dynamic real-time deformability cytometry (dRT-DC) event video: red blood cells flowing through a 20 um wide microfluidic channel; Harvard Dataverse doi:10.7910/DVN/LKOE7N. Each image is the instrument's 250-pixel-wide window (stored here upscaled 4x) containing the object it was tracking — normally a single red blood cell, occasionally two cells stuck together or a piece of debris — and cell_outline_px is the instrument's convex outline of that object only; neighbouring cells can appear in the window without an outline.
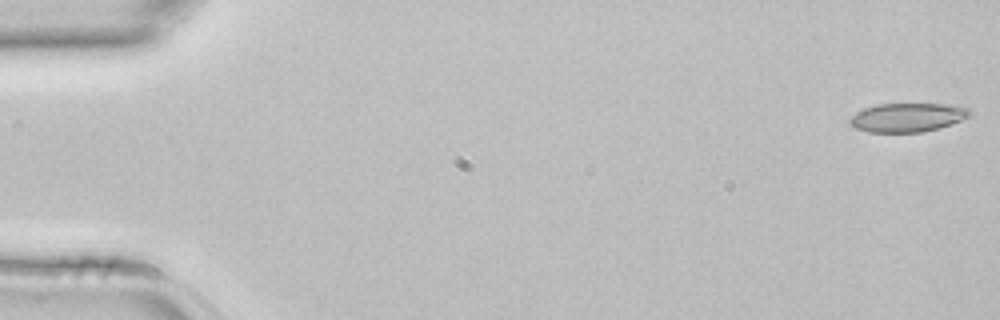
{"species": "common noctule bat (a hibernating species)", "species_latin": "Nyctalus noctula", "temperature_condition": "room temperature", "stored_images_in_passage": 11, "camera_frame_rate_fps": 3000, "um_per_image_px": 0.085, "animal": {"sex": "female", "body_mass_g": 22.7, "forearm_length_mm": 54.2}, "frame": {"image": 1, "passage_image": 1, "time_ms": 0.0, "image_size_px": [1000, 320], "cell_outline_px": [[972, 112], [968, 116], [960, 120], [940, 128], [920, 132], [868, 132], [856, 128], [848, 124], [848, 120], [852, 116], [864, 108], [876, 104], [944, 104], [968, 108]], "centroid_in_image_um": [77.09, 9.98], "position_along_channel_um": 7.9, "area_um2": 20.0}}